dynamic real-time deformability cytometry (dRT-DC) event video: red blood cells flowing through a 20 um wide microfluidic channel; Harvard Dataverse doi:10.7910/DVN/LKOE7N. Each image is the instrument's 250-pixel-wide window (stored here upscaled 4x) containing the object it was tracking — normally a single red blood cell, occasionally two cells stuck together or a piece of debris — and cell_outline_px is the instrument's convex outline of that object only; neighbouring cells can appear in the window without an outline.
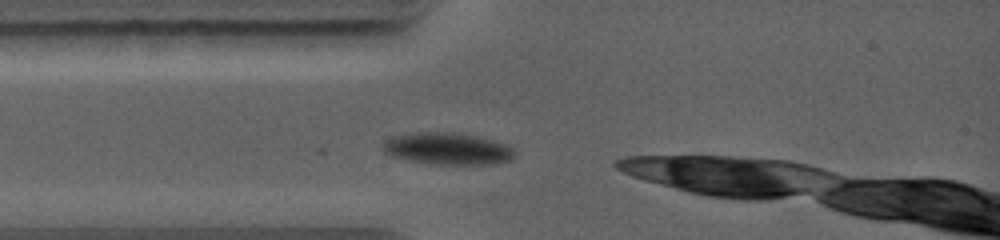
{"species": "common noctule bat (a hibernating species)", "species_latin": "Nyctalus noctula", "temperature_condition": "warm", "stored_images_in_passage": 1, "camera_frame_rate_fps": 5000, "um_per_image_px": 0.085, "animal": {"sex": "female", "body_mass_g": 19.0, "forearm_length_mm": 56.7}, "frame": {"image": 1, "passage_image": 1, "time_ms": 0.0, "image_size_px": [1000, 240], "cell_outline_px": [[512, 156], [508, 160], [492, 164], [436, 164], [412, 160], [392, 156], [384, 152], [380, 144], [392, 136], [412, 132], [456, 132], [476, 136], [492, 140], [504, 144], [512, 148]], "centroid_in_image_um": [37.96, 12.62], "position_along_channel_um": 47.0, "area_um2": 24.22}}